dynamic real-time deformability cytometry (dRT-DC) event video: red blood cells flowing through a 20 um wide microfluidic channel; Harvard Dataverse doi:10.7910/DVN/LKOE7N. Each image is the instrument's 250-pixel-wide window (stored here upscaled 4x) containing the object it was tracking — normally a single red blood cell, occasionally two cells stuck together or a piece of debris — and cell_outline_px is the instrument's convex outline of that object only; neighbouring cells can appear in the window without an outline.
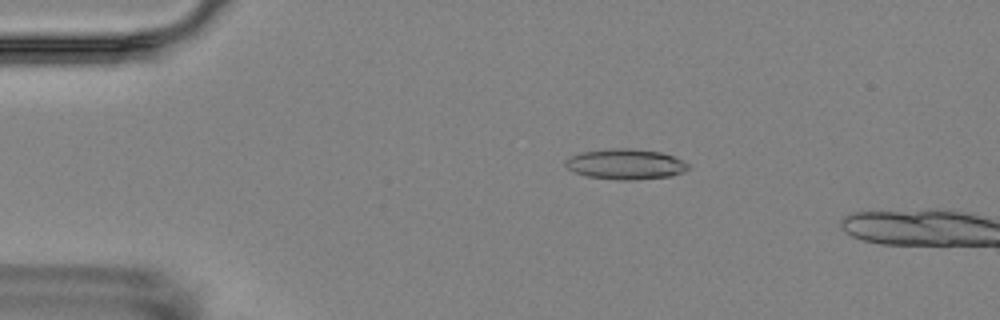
{"species": "Egyptian fruit bat (a non-hibernating species)", "species_latin": "Rousettus aegyptiacus", "temperature_condition": "room temperature", "stored_images_in_passage": 4, "camera_frame_rate_fps": 3000, "um_per_image_px": 0.085, "animal": {"sex": "female"}, "frame": {"image": 1, "passage_image": 3, "time_ms": 3.0, "image_size_px": [1000, 320], "cell_outline_px": [[688, 168], [684, 172], [672, 176], [628, 180], [616, 180], [588, 176], [576, 172], [568, 168], [564, 164], [564, 160], [580, 152], [612, 148], [628, 148], [660, 152], [672, 156], [688, 164]], "centroid_in_image_um": [53.15, 13.95], "position_along_channel_um": 31.8, "area_um2": 21.56}}